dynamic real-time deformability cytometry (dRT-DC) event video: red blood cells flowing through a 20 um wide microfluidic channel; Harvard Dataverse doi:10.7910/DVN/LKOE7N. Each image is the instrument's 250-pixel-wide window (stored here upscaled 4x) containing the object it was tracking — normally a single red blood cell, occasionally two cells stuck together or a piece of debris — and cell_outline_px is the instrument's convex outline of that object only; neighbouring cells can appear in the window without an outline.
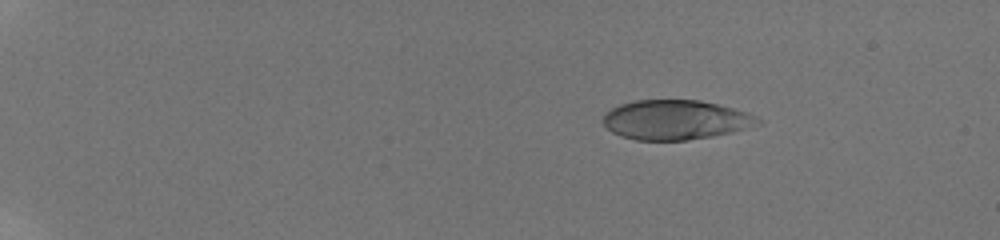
{"species": "human", "species_latin": "Homo sapiens", "temperature_condition": "room temperature", "stored_images_in_passage": 45, "camera_frame_rate_fps": 3000, "um_per_image_px": 0.085, "donor": {"sex": "male"}, "frame": {"image": 1, "passage_image": 6, "time_ms": 3.0, "image_size_px": [1000, 240], "cell_outline_px": [[764, 120], [760, 124], [732, 132], [712, 136], [688, 140], [636, 140], [620, 136], [612, 132], [604, 124], [604, 112], [620, 104], [636, 100], [700, 100], [748, 112]], "centroid_in_image_um": [57.43, 10.19], "position_along_channel_um": 27.6, "area_um2": 35.72}}
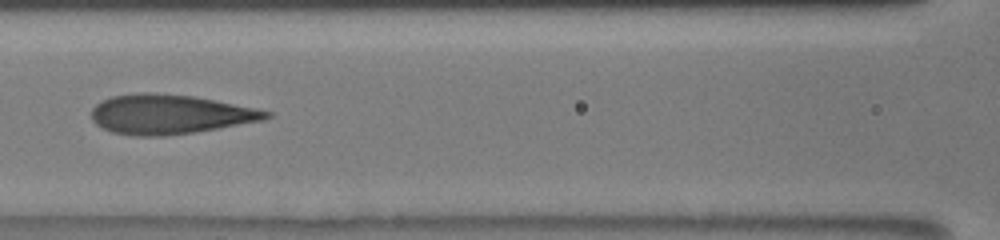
{"frame": {"image": 2, "passage_image": 25, "time_ms": 9.667, "image_size_px": [1000, 240], "cell_outline_px": [[272, 116], [264, 120], [192, 132], [164, 136], [136, 136], [112, 132], [96, 124], [92, 120], [92, 108], [96, 104], [112, 96], [144, 92], [152, 92], [192, 96], [256, 108], [272, 112]], "centroid_in_image_um": [14.42, 9.71], "position_along_channel_um": 152.2, "area_um2": 39.82}}
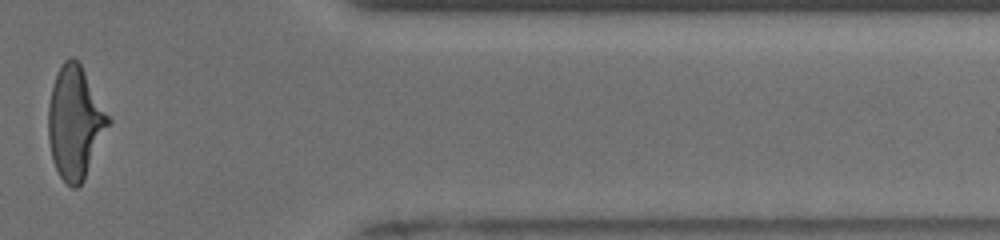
{"frame": {"image": 3, "passage_image": 42, "time_ms": 16.667, "image_size_px": [1000, 240], "cell_outline_px": [[112, 120], [84, 180], [76, 188], [72, 188], [60, 176], [52, 160], [48, 140], [48, 108], [52, 88], [56, 76], [64, 60], [72, 56], [80, 64]], "centroid_in_image_um": [6.38, 10.44], "position_along_channel_um": 405.0, "area_um2": 39.02}, "authors_computed_cell_mechanics": {"area_um2": 39.0728, "velocity_mm_per_s": 3.8822, "shape_relaxation_time_tau1_ms": 3.5546, "shape_relaxation_time_tau2_ms": 0.9103, "deformation_change_tau1": 0.1739, "deformation_change_tau2": 0.0812}}